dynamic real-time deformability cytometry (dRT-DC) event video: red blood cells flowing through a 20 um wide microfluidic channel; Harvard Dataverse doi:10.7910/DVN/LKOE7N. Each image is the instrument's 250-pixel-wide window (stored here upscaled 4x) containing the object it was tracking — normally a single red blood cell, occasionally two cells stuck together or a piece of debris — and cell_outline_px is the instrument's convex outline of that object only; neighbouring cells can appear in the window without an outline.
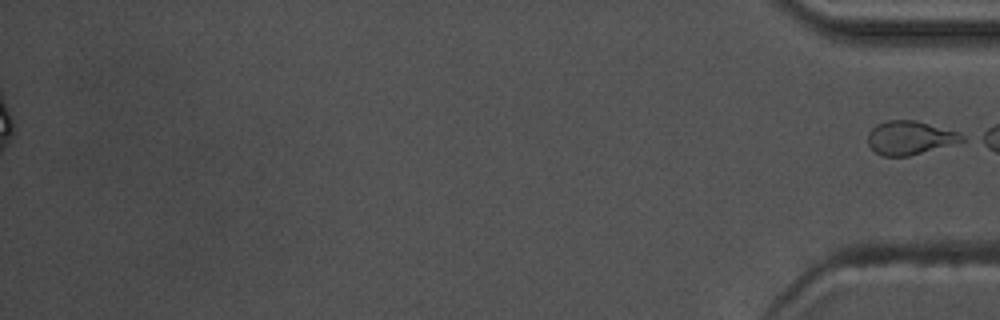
{"species": "common noctule bat (a hibernating species)", "species_latin": "Nyctalus noctula", "temperature_condition": "warm", "stored_images_in_passage": 57, "camera_frame_rate_fps": 3000, "um_per_image_px": 0.085, "animal": {"sex": "male", "body_mass_g": 17.5, "forearm_length_mm": 52.3}, "frame": {"image": 1, "passage_image": 57, "time_ms": 18.667, "image_size_px": [1000, 320], "cell_outline_px": [[968, 140], [908, 156], [884, 156], [876, 152], [868, 144], [868, 132], [876, 124], [888, 120], [916, 120], [960, 132], [968, 136]], "centroid_in_image_um": [77.39, 11.7], "position_along_channel_um": 357.8, "area_um2": 18.61}}